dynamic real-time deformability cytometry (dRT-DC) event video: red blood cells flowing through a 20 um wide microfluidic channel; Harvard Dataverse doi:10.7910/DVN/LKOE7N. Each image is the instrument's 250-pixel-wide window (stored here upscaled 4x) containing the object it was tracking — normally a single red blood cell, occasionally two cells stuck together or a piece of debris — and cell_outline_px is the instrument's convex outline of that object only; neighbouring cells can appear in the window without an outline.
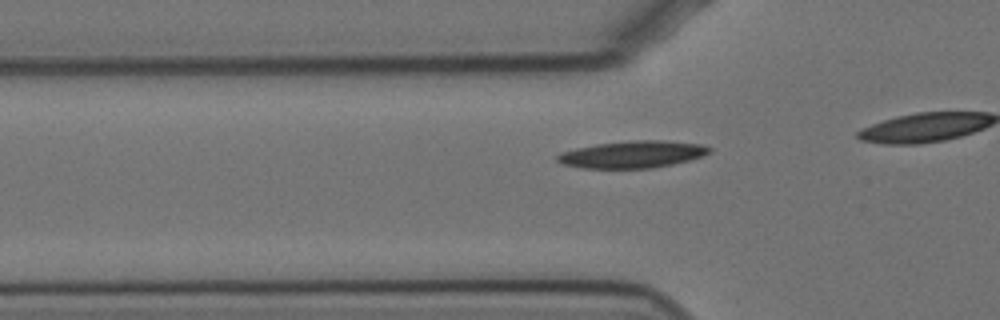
{"species": "Egyptian fruit bat (a non-hibernating species)", "species_latin": "Rousettus aegyptiacus", "temperature_condition": "cold", "stored_images_in_passage": 21, "camera_frame_rate_fps": 3000, "um_per_image_px": 0.085, "animal": {"sex": "female"}, "frame": {"image": 1, "passage_image": 15, "time_ms": 4.667, "image_size_px": [1000, 320], "cell_outline_px": [[712, 152], [688, 160], [672, 164], [652, 168], [584, 168], [564, 164], [556, 160], [556, 156], [560, 152], [576, 148], [596, 144], [636, 140], [664, 140], [704, 144], [712, 148]], "centroid_in_image_um": [53.78, 13.11], "position_along_channel_um": 72.0, "area_um2": 23.93}}
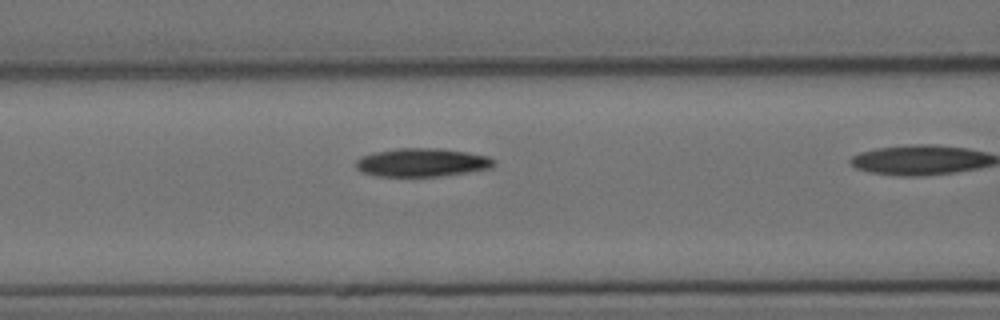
{"frame": {"image": 2, "passage_image": 20, "time_ms": 6.333, "image_size_px": [1000, 320], "cell_outline_px": [[496, 160], [492, 168], [468, 172], [440, 176], [376, 176], [360, 172], [356, 168], [356, 160], [360, 156], [376, 152], [400, 148], [440, 148], [468, 152], [488, 156]], "centroid_in_image_um": [35.87, 13.81], "position_along_channel_um": 130.7, "area_um2": 22.95}}